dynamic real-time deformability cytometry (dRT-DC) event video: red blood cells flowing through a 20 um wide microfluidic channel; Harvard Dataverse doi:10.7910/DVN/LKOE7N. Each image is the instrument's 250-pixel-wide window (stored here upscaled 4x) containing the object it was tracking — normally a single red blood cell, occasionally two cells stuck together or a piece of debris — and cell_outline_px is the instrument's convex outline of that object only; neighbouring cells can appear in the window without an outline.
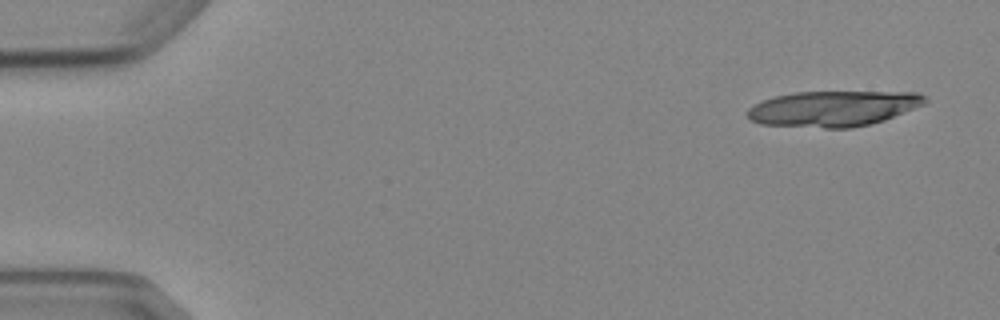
{"species": "Egyptian fruit bat (a non-hibernating species)", "species_latin": "Rousettus aegyptiacus", "temperature_condition": "cold", "stored_images_in_passage": 4, "camera_frame_rate_fps": 3000, "um_per_image_px": 0.085, "animal": {"sex": "female"}, "frame": {"image": 1, "passage_image": 1, "time_ms": 0.0, "image_size_px": [1000, 320], "cell_outline_px": [[928, 100], [924, 104], [884, 120], [872, 124], [852, 128], [824, 128], [760, 124], [748, 120], [748, 108], [764, 100], [776, 96], [792, 92], [916, 92], [924, 96]], "centroid_in_image_um": [70.81, 9.23], "position_along_channel_um": 14.2, "area_um2": 36.76}}